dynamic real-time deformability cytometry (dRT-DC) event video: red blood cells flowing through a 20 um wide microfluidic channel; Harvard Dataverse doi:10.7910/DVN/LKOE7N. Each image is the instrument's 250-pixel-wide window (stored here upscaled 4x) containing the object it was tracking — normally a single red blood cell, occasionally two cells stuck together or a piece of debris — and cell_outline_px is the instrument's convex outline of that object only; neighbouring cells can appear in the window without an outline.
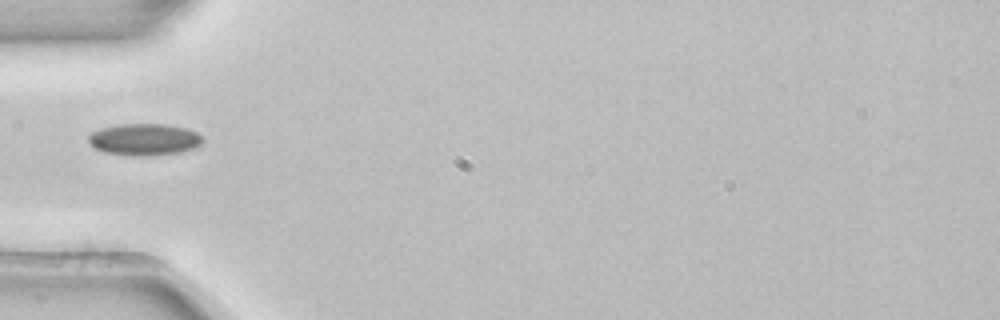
{"species": "common noctule bat (a hibernating species)", "species_latin": "Nyctalus noctula", "temperature_condition": "room temperature", "stored_images_in_passage": 4, "camera_frame_rate_fps": 3000, "um_per_image_px": 0.085, "animal": {"sex": "female", "body_mass_g": 22.7, "forearm_length_mm": 54.2}, "frame": {"image": 1, "passage_image": 4, "time_ms": 1.0, "image_size_px": [1000, 320], "cell_outline_px": [[204, 140], [200, 144], [192, 148], [180, 152], [144, 156], [140, 156], [104, 152], [96, 148], [88, 140], [88, 136], [92, 132], [100, 128], [120, 124], [164, 124], [188, 128], [196, 132]], "centroid_in_image_um": [12.27, 11.84], "position_along_channel_um": 72.7, "area_um2": 20.92}}